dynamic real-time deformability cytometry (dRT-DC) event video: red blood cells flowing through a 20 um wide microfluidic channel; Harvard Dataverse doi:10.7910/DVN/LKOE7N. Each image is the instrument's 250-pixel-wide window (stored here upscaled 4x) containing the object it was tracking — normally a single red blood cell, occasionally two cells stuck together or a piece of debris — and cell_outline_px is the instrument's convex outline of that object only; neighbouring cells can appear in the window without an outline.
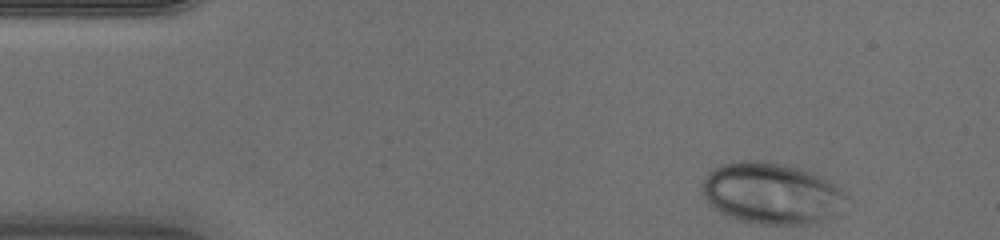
{"species": "human", "species_latin": "Homo sapiens", "temperature_condition": "warm", "stored_images_in_passage": 42, "camera_frame_rate_fps": 3000, "um_per_image_px": 0.085, "donor": {"sex": "male"}, "frame": {"image": 1, "passage_image": 1, "time_ms": 0.0, "image_size_px": [1000, 240], "cell_outline_px": [[848, 196], [840, 212], [836, 216], [808, 224], [756, 224], [736, 220], [724, 216], [716, 212], [704, 200], [700, 192], [700, 188], [708, 172], [720, 164], [740, 160], [764, 160], [788, 164], [804, 168], [820, 176], [840, 188]], "centroid_in_image_um": [65.52, 16.43], "position_along_channel_um": 19.5, "area_um2": 52.83}}
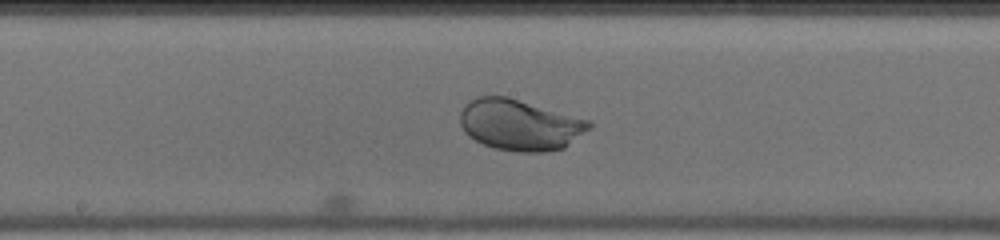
{"frame": {"image": 2, "passage_image": 20, "time_ms": 6.333, "image_size_px": [1000, 240], "cell_outline_px": [[592, 128], [564, 148], [544, 152], [516, 152], [496, 148], [484, 144], [468, 136], [464, 132], [460, 124], [460, 112], [464, 104], [468, 100], [476, 96], [508, 96], [592, 120]], "centroid_in_image_um": [44.21, 10.59], "position_along_channel_um": 204.0, "area_um2": 38.96}}
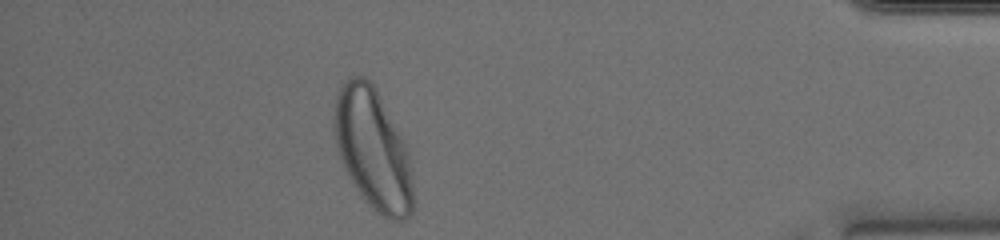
{"frame": {"image": 3, "passage_image": 37, "time_ms": 12.0, "image_size_px": [1000, 240], "cell_outline_px": [[416, 208], [404, 220], [388, 220], [376, 212], [364, 200], [348, 176], [340, 160], [336, 148], [332, 124], [332, 116], [336, 96], [344, 80], [348, 76], [364, 76], [376, 88], [404, 144], [408, 156], [416, 200]], "centroid_in_image_um": [31.67, 12.73], "position_along_channel_um": 403.5, "area_um2": 56.01}}